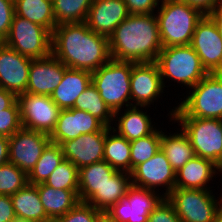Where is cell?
<instances>
[{
    "label": "cell",
    "mask_w": 222,
    "mask_h": 222,
    "mask_svg": "<svg viewBox=\"0 0 222 222\" xmlns=\"http://www.w3.org/2000/svg\"><path fill=\"white\" fill-rule=\"evenodd\" d=\"M52 55L67 68L93 72L111 59L109 38L86 22L58 24L52 32Z\"/></svg>",
    "instance_id": "6da1fadb"
},
{
    "label": "cell",
    "mask_w": 222,
    "mask_h": 222,
    "mask_svg": "<svg viewBox=\"0 0 222 222\" xmlns=\"http://www.w3.org/2000/svg\"><path fill=\"white\" fill-rule=\"evenodd\" d=\"M162 48L156 13L130 14L109 37V50L113 60L156 62Z\"/></svg>",
    "instance_id": "7a4b0ae2"
},
{
    "label": "cell",
    "mask_w": 222,
    "mask_h": 222,
    "mask_svg": "<svg viewBox=\"0 0 222 222\" xmlns=\"http://www.w3.org/2000/svg\"><path fill=\"white\" fill-rule=\"evenodd\" d=\"M159 5L155 13L163 48L190 45L196 25L204 14L181 0H161Z\"/></svg>",
    "instance_id": "3957f363"
},
{
    "label": "cell",
    "mask_w": 222,
    "mask_h": 222,
    "mask_svg": "<svg viewBox=\"0 0 222 222\" xmlns=\"http://www.w3.org/2000/svg\"><path fill=\"white\" fill-rule=\"evenodd\" d=\"M188 96L173 107L172 117L222 118V73H208L194 87Z\"/></svg>",
    "instance_id": "277c9868"
},
{
    "label": "cell",
    "mask_w": 222,
    "mask_h": 222,
    "mask_svg": "<svg viewBox=\"0 0 222 222\" xmlns=\"http://www.w3.org/2000/svg\"><path fill=\"white\" fill-rule=\"evenodd\" d=\"M156 63L164 87H166L164 81L166 78L168 81L172 79L179 85L181 83L190 89L208 74L199 56L190 45L162 48Z\"/></svg>",
    "instance_id": "5b68a950"
},
{
    "label": "cell",
    "mask_w": 222,
    "mask_h": 222,
    "mask_svg": "<svg viewBox=\"0 0 222 222\" xmlns=\"http://www.w3.org/2000/svg\"><path fill=\"white\" fill-rule=\"evenodd\" d=\"M132 62L110 59L92 72V84L113 113L131 106Z\"/></svg>",
    "instance_id": "8992f818"
},
{
    "label": "cell",
    "mask_w": 222,
    "mask_h": 222,
    "mask_svg": "<svg viewBox=\"0 0 222 222\" xmlns=\"http://www.w3.org/2000/svg\"><path fill=\"white\" fill-rule=\"evenodd\" d=\"M188 136L195 156L212 160L222 166V129L219 119L172 117Z\"/></svg>",
    "instance_id": "52a82bcc"
},
{
    "label": "cell",
    "mask_w": 222,
    "mask_h": 222,
    "mask_svg": "<svg viewBox=\"0 0 222 222\" xmlns=\"http://www.w3.org/2000/svg\"><path fill=\"white\" fill-rule=\"evenodd\" d=\"M214 195L213 190L175 188L166 198L182 222H213L222 207V196Z\"/></svg>",
    "instance_id": "ba28073f"
},
{
    "label": "cell",
    "mask_w": 222,
    "mask_h": 222,
    "mask_svg": "<svg viewBox=\"0 0 222 222\" xmlns=\"http://www.w3.org/2000/svg\"><path fill=\"white\" fill-rule=\"evenodd\" d=\"M7 46L31 59L52 54V33L46 28L14 14L7 38Z\"/></svg>",
    "instance_id": "9c48e42d"
},
{
    "label": "cell",
    "mask_w": 222,
    "mask_h": 222,
    "mask_svg": "<svg viewBox=\"0 0 222 222\" xmlns=\"http://www.w3.org/2000/svg\"><path fill=\"white\" fill-rule=\"evenodd\" d=\"M21 125L23 128L50 135L56 126L61 109L51 96L28 92L17 95Z\"/></svg>",
    "instance_id": "30bf717a"
},
{
    "label": "cell",
    "mask_w": 222,
    "mask_h": 222,
    "mask_svg": "<svg viewBox=\"0 0 222 222\" xmlns=\"http://www.w3.org/2000/svg\"><path fill=\"white\" fill-rule=\"evenodd\" d=\"M157 193V191L131 185L125 198L104 214L115 222H147L150 213L164 198Z\"/></svg>",
    "instance_id": "8fae6325"
},
{
    "label": "cell",
    "mask_w": 222,
    "mask_h": 222,
    "mask_svg": "<svg viewBox=\"0 0 222 222\" xmlns=\"http://www.w3.org/2000/svg\"><path fill=\"white\" fill-rule=\"evenodd\" d=\"M50 142L48 134L21 127L8 138V162L13 163L28 175Z\"/></svg>",
    "instance_id": "7c38bea8"
},
{
    "label": "cell",
    "mask_w": 222,
    "mask_h": 222,
    "mask_svg": "<svg viewBox=\"0 0 222 222\" xmlns=\"http://www.w3.org/2000/svg\"><path fill=\"white\" fill-rule=\"evenodd\" d=\"M132 185L158 191L165 187L167 197L175 189L176 172L160 149L153 157L137 165L130 173ZM158 187V189H156Z\"/></svg>",
    "instance_id": "4fadbf2b"
},
{
    "label": "cell",
    "mask_w": 222,
    "mask_h": 222,
    "mask_svg": "<svg viewBox=\"0 0 222 222\" xmlns=\"http://www.w3.org/2000/svg\"><path fill=\"white\" fill-rule=\"evenodd\" d=\"M190 46L208 73H222V39L214 21L208 16L197 23Z\"/></svg>",
    "instance_id": "5bb4252c"
},
{
    "label": "cell",
    "mask_w": 222,
    "mask_h": 222,
    "mask_svg": "<svg viewBox=\"0 0 222 222\" xmlns=\"http://www.w3.org/2000/svg\"><path fill=\"white\" fill-rule=\"evenodd\" d=\"M130 84L131 106H142L145 110L166 90L156 62H132Z\"/></svg>",
    "instance_id": "9a60e30c"
},
{
    "label": "cell",
    "mask_w": 222,
    "mask_h": 222,
    "mask_svg": "<svg viewBox=\"0 0 222 222\" xmlns=\"http://www.w3.org/2000/svg\"><path fill=\"white\" fill-rule=\"evenodd\" d=\"M31 58L0 42V88L16 96L26 92Z\"/></svg>",
    "instance_id": "2e32d148"
},
{
    "label": "cell",
    "mask_w": 222,
    "mask_h": 222,
    "mask_svg": "<svg viewBox=\"0 0 222 222\" xmlns=\"http://www.w3.org/2000/svg\"><path fill=\"white\" fill-rule=\"evenodd\" d=\"M110 127L104 126L98 132L82 134L75 139L61 144L64 158L78 169L104 160L106 132Z\"/></svg>",
    "instance_id": "e0dca14e"
},
{
    "label": "cell",
    "mask_w": 222,
    "mask_h": 222,
    "mask_svg": "<svg viewBox=\"0 0 222 222\" xmlns=\"http://www.w3.org/2000/svg\"><path fill=\"white\" fill-rule=\"evenodd\" d=\"M105 125L89 112L75 108L61 109L56 126L49 135L51 142L61 145L82 134L100 131Z\"/></svg>",
    "instance_id": "ac0fdd59"
},
{
    "label": "cell",
    "mask_w": 222,
    "mask_h": 222,
    "mask_svg": "<svg viewBox=\"0 0 222 222\" xmlns=\"http://www.w3.org/2000/svg\"><path fill=\"white\" fill-rule=\"evenodd\" d=\"M68 68L52 54L45 58L32 59L26 92L51 96L62 81Z\"/></svg>",
    "instance_id": "d6986e66"
},
{
    "label": "cell",
    "mask_w": 222,
    "mask_h": 222,
    "mask_svg": "<svg viewBox=\"0 0 222 222\" xmlns=\"http://www.w3.org/2000/svg\"><path fill=\"white\" fill-rule=\"evenodd\" d=\"M129 15L123 0H93L86 24L92 31L109 38Z\"/></svg>",
    "instance_id": "ffe728a7"
},
{
    "label": "cell",
    "mask_w": 222,
    "mask_h": 222,
    "mask_svg": "<svg viewBox=\"0 0 222 222\" xmlns=\"http://www.w3.org/2000/svg\"><path fill=\"white\" fill-rule=\"evenodd\" d=\"M219 173L220 167L212 160L194 156L176 172L175 188L210 190L208 183Z\"/></svg>",
    "instance_id": "44dd1931"
},
{
    "label": "cell",
    "mask_w": 222,
    "mask_h": 222,
    "mask_svg": "<svg viewBox=\"0 0 222 222\" xmlns=\"http://www.w3.org/2000/svg\"><path fill=\"white\" fill-rule=\"evenodd\" d=\"M122 110L124 113L121 110L114 113L113 122L118 123L114 124L117 128L112 126V129L128 141L148 136L156 130L150 115L142 111L144 110L142 106H129Z\"/></svg>",
    "instance_id": "7402d4cb"
},
{
    "label": "cell",
    "mask_w": 222,
    "mask_h": 222,
    "mask_svg": "<svg viewBox=\"0 0 222 222\" xmlns=\"http://www.w3.org/2000/svg\"><path fill=\"white\" fill-rule=\"evenodd\" d=\"M92 83V72L68 68L62 81L51 94L53 102L60 109L74 107L76 99Z\"/></svg>",
    "instance_id": "603a6c76"
},
{
    "label": "cell",
    "mask_w": 222,
    "mask_h": 222,
    "mask_svg": "<svg viewBox=\"0 0 222 222\" xmlns=\"http://www.w3.org/2000/svg\"><path fill=\"white\" fill-rule=\"evenodd\" d=\"M40 201L49 220L65 215L80 202L78 190L55 189L45 183L37 184Z\"/></svg>",
    "instance_id": "cb8c5ba5"
},
{
    "label": "cell",
    "mask_w": 222,
    "mask_h": 222,
    "mask_svg": "<svg viewBox=\"0 0 222 222\" xmlns=\"http://www.w3.org/2000/svg\"><path fill=\"white\" fill-rule=\"evenodd\" d=\"M131 185L130 174L117 171L112 178L86 202L92 205L95 209L106 213L114 204L125 198Z\"/></svg>",
    "instance_id": "d4e9b609"
},
{
    "label": "cell",
    "mask_w": 222,
    "mask_h": 222,
    "mask_svg": "<svg viewBox=\"0 0 222 222\" xmlns=\"http://www.w3.org/2000/svg\"><path fill=\"white\" fill-rule=\"evenodd\" d=\"M117 172L105 160L95 162L79 169L78 197L86 202L94 193L99 191Z\"/></svg>",
    "instance_id": "484cf974"
},
{
    "label": "cell",
    "mask_w": 222,
    "mask_h": 222,
    "mask_svg": "<svg viewBox=\"0 0 222 222\" xmlns=\"http://www.w3.org/2000/svg\"><path fill=\"white\" fill-rule=\"evenodd\" d=\"M166 135L161 130L160 149L165 154L175 172L179 171L195 154L188 136L182 129Z\"/></svg>",
    "instance_id": "4316f807"
},
{
    "label": "cell",
    "mask_w": 222,
    "mask_h": 222,
    "mask_svg": "<svg viewBox=\"0 0 222 222\" xmlns=\"http://www.w3.org/2000/svg\"><path fill=\"white\" fill-rule=\"evenodd\" d=\"M15 215L27 218L34 222L49 221L40 201L36 185L27 183L15 194L10 195Z\"/></svg>",
    "instance_id": "83f0119b"
},
{
    "label": "cell",
    "mask_w": 222,
    "mask_h": 222,
    "mask_svg": "<svg viewBox=\"0 0 222 222\" xmlns=\"http://www.w3.org/2000/svg\"><path fill=\"white\" fill-rule=\"evenodd\" d=\"M104 160L117 171L131 173L130 141L119 135L112 127L106 132Z\"/></svg>",
    "instance_id": "f1b7e54d"
},
{
    "label": "cell",
    "mask_w": 222,
    "mask_h": 222,
    "mask_svg": "<svg viewBox=\"0 0 222 222\" xmlns=\"http://www.w3.org/2000/svg\"><path fill=\"white\" fill-rule=\"evenodd\" d=\"M15 14L36 23L51 33L57 26L52 0H14Z\"/></svg>",
    "instance_id": "f546056e"
},
{
    "label": "cell",
    "mask_w": 222,
    "mask_h": 222,
    "mask_svg": "<svg viewBox=\"0 0 222 222\" xmlns=\"http://www.w3.org/2000/svg\"><path fill=\"white\" fill-rule=\"evenodd\" d=\"M73 108L89 112L105 126L112 127L113 123H116L112 122L114 120V113L100 97L99 91L92 83L76 99Z\"/></svg>",
    "instance_id": "4dcf8cb0"
},
{
    "label": "cell",
    "mask_w": 222,
    "mask_h": 222,
    "mask_svg": "<svg viewBox=\"0 0 222 222\" xmlns=\"http://www.w3.org/2000/svg\"><path fill=\"white\" fill-rule=\"evenodd\" d=\"M64 159L61 145L50 142L43 150L35 167L28 174V183L32 185L45 183L48 177Z\"/></svg>",
    "instance_id": "1f68e13d"
},
{
    "label": "cell",
    "mask_w": 222,
    "mask_h": 222,
    "mask_svg": "<svg viewBox=\"0 0 222 222\" xmlns=\"http://www.w3.org/2000/svg\"><path fill=\"white\" fill-rule=\"evenodd\" d=\"M56 24L86 22L93 0H52Z\"/></svg>",
    "instance_id": "d6a6232c"
},
{
    "label": "cell",
    "mask_w": 222,
    "mask_h": 222,
    "mask_svg": "<svg viewBox=\"0 0 222 222\" xmlns=\"http://www.w3.org/2000/svg\"><path fill=\"white\" fill-rule=\"evenodd\" d=\"M161 144V130L156 129L152 134L130 141L131 171L139 164L153 157Z\"/></svg>",
    "instance_id": "836d02e7"
},
{
    "label": "cell",
    "mask_w": 222,
    "mask_h": 222,
    "mask_svg": "<svg viewBox=\"0 0 222 222\" xmlns=\"http://www.w3.org/2000/svg\"><path fill=\"white\" fill-rule=\"evenodd\" d=\"M55 189L78 190L79 169L69 160L64 159L45 182Z\"/></svg>",
    "instance_id": "e575fe53"
},
{
    "label": "cell",
    "mask_w": 222,
    "mask_h": 222,
    "mask_svg": "<svg viewBox=\"0 0 222 222\" xmlns=\"http://www.w3.org/2000/svg\"><path fill=\"white\" fill-rule=\"evenodd\" d=\"M28 183V175L7 162L0 166V195H13Z\"/></svg>",
    "instance_id": "d590c367"
},
{
    "label": "cell",
    "mask_w": 222,
    "mask_h": 222,
    "mask_svg": "<svg viewBox=\"0 0 222 222\" xmlns=\"http://www.w3.org/2000/svg\"><path fill=\"white\" fill-rule=\"evenodd\" d=\"M104 213L95 209L87 202L80 201L70 211L62 217L56 219L57 222H98Z\"/></svg>",
    "instance_id": "8d00e7d4"
},
{
    "label": "cell",
    "mask_w": 222,
    "mask_h": 222,
    "mask_svg": "<svg viewBox=\"0 0 222 222\" xmlns=\"http://www.w3.org/2000/svg\"><path fill=\"white\" fill-rule=\"evenodd\" d=\"M21 117L17 100L4 112H0V136L10 138L20 128Z\"/></svg>",
    "instance_id": "74e56055"
},
{
    "label": "cell",
    "mask_w": 222,
    "mask_h": 222,
    "mask_svg": "<svg viewBox=\"0 0 222 222\" xmlns=\"http://www.w3.org/2000/svg\"><path fill=\"white\" fill-rule=\"evenodd\" d=\"M147 222H182L173 205L164 197L148 216Z\"/></svg>",
    "instance_id": "f35d334b"
},
{
    "label": "cell",
    "mask_w": 222,
    "mask_h": 222,
    "mask_svg": "<svg viewBox=\"0 0 222 222\" xmlns=\"http://www.w3.org/2000/svg\"><path fill=\"white\" fill-rule=\"evenodd\" d=\"M14 14V0H0V42L7 38Z\"/></svg>",
    "instance_id": "ab89813d"
},
{
    "label": "cell",
    "mask_w": 222,
    "mask_h": 222,
    "mask_svg": "<svg viewBox=\"0 0 222 222\" xmlns=\"http://www.w3.org/2000/svg\"><path fill=\"white\" fill-rule=\"evenodd\" d=\"M130 14H152L161 0H123Z\"/></svg>",
    "instance_id": "60d3db41"
},
{
    "label": "cell",
    "mask_w": 222,
    "mask_h": 222,
    "mask_svg": "<svg viewBox=\"0 0 222 222\" xmlns=\"http://www.w3.org/2000/svg\"><path fill=\"white\" fill-rule=\"evenodd\" d=\"M191 7L199 9L204 15H208L222 6V0H181Z\"/></svg>",
    "instance_id": "b9f144b4"
},
{
    "label": "cell",
    "mask_w": 222,
    "mask_h": 222,
    "mask_svg": "<svg viewBox=\"0 0 222 222\" xmlns=\"http://www.w3.org/2000/svg\"><path fill=\"white\" fill-rule=\"evenodd\" d=\"M15 216L10 195H0V222H10Z\"/></svg>",
    "instance_id": "7bdbcfd3"
},
{
    "label": "cell",
    "mask_w": 222,
    "mask_h": 222,
    "mask_svg": "<svg viewBox=\"0 0 222 222\" xmlns=\"http://www.w3.org/2000/svg\"><path fill=\"white\" fill-rule=\"evenodd\" d=\"M16 100L17 96L13 92L0 88V112H4V110L9 108Z\"/></svg>",
    "instance_id": "ee69618b"
},
{
    "label": "cell",
    "mask_w": 222,
    "mask_h": 222,
    "mask_svg": "<svg viewBox=\"0 0 222 222\" xmlns=\"http://www.w3.org/2000/svg\"><path fill=\"white\" fill-rule=\"evenodd\" d=\"M9 143L8 138L0 136V166L8 162Z\"/></svg>",
    "instance_id": "f6af8a7d"
},
{
    "label": "cell",
    "mask_w": 222,
    "mask_h": 222,
    "mask_svg": "<svg viewBox=\"0 0 222 222\" xmlns=\"http://www.w3.org/2000/svg\"><path fill=\"white\" fill-rule=\"evenodd\" d=\"M208 16L214 21L222 39V6L215 9Z\"/></svg>",
    "instance_id": "bcb514c9"
},
{
    "label": "cell",
    "mask_w": 222,
    "mask_h": 222,
    "mask_svg": "<svg viewBox=\"0 0 222 222\" xmlns=\"http://www.w3.org/2000/svg\"><path fill=\"white\" fill-rule=\"evenodd\" d=\"M10 222H34V221L15 215L14 218Z\"/></svg>",
    "instance_id": "7dc6e473"
},
{
    "label": "cell",
    "mask_w": 222,
    "mask_h": 222,
    "mask_svg": "<svg viewBox=\"0 0 222 222\" xmlns=\"http://www.w3.org/2000/svg\"><path fill=\"white\" fill-rule=\"evenodd\" d=\"M213 222H222V207H221V209L216 213Z\"/></svg>",
    "instance_id": "c3c4849f"
},
{
    "label": "cell",
    "mask_w": 222,
    "mask_h": 222,
    "mask_svg": "<svg viewBox=\"0 0 222 222\" xmlns=\"http://www.w3.org/2000/svg\"><path fill=\"white\" fill-rule=\"evenodd\" d=\"M98 222H115V221H112L106 214H103L99 218Z\"/></svg>",
    "instance_id": "681fc988"
},
{
    "label": "cell",
    "mask_w": 222,
    "mask_h": 222,
    "mask_svg": "<svg viewBox=\"0 0 222 222\" xmlns=\"http://www.w3.org/2000/svg\"><path fill=\"white\" fill-rule=\"evenodd\" d=\"M220 122V126H221V129H222V118L219 120Z\"/></svg>",
    "instance_id": "f907efd6"
},
{
    "label": "cell",
    "mask_w": 222,
    "mask_h": 222,
    "mask_svg": "<svg viewBox=\"0 0 222 222\" xmlns=\"http://www.w3.org/2000/svg\"><path fill=\"white\" fill-rule=\"evenodd\" d=\"M46 222H57L56 220H49V221H46Z\"/></svg>",
    "instance_id": "816d5d0a"
}]
</instances>
